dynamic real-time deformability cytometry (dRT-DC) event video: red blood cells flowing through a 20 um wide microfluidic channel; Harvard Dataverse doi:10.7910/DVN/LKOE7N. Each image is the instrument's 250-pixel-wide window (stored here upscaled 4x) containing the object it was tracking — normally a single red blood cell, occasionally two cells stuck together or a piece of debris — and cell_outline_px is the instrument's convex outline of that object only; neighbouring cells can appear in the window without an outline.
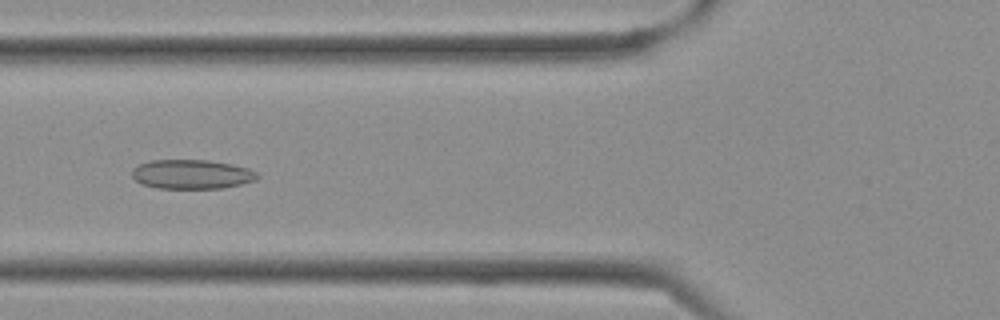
{"species": "Egyptian fruit bat (a non-hibernating species)", "species_latin": "Rousettus aegyptiacus", "temperature_condition": "cold", "stored_images_in_passage": 36, "camera_frame_rate_fps": 3000, "um_per_image_px": 0.085, "frame": {"image": 1, "passage_image": 13, "time_ms": 4.0, "image_size_px": [1000, 320], "cell_outline_px": [[260, 176], [256, 180], [224, 188], [156, 188], [140, 184], [132, 176], [132, 168], [140, 164], [152, 160], [208, 160], [232, 164], [248, 168], [256, 172]], "centroid_in_image_um": [16.29, 14.81], "position_along_channel_um": 109.5, "area_um2": 21.44}}
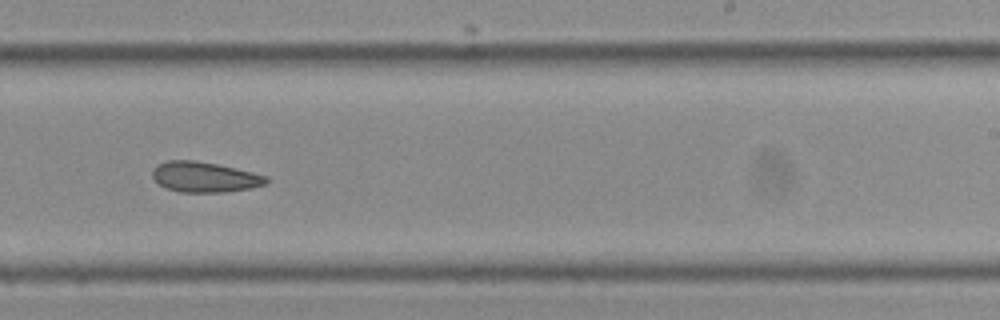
{"frame": {"image": 2, "passage_image": 22, "time_ms": 7.0, "image_size_px": [1000, 320], "cell_outline_px": [[268, 184], [252, 188], [224, 192], [180, 192], [164, 188], [152, 176], [152, 168], [168, 160], [196, 160], [216, 164], [252, 172], [268, 176]], "centroid_in_image_um": [17.4, 15.05], "position_along_channel_um": 271.6, "area_um2": 20.17}}
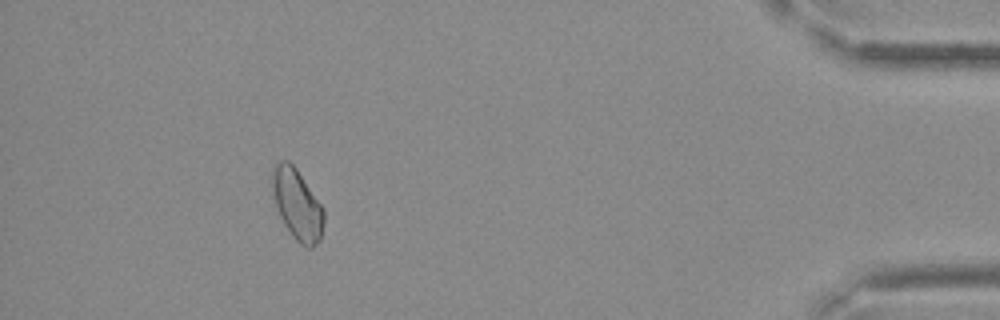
{"frame": {"image": 3, "passage_image": 33, "time_ms": 10.667, "image_size_px": [1000, 320], "cell_outline_px": [[324, 220], [320, 240], [312, 248], [308, 248], [300, 244], [292, 236], [284, 224], [280, 216], [272, 192], [268, 176], [276, 160], [288, 160], [296, 168], [324, 208]], "centroid_in_image_um": [25.22, 17.33], "position_along_channel_um": 410.0, "area_um2": 21.68}}